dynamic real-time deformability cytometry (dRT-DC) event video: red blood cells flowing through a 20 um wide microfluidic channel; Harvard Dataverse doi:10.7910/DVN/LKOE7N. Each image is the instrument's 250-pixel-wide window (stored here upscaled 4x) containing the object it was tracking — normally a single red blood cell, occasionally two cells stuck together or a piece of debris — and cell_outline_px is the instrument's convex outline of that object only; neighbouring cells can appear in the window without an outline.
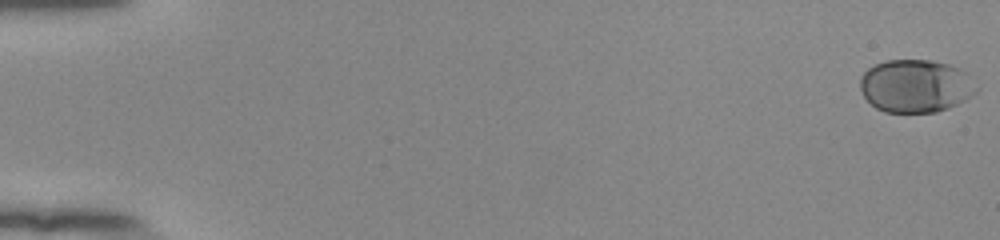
{"species": "human", "species_latin": "Homo sapiens", "temperature_condition": "room temperature", "stored_images_in_passage": 55, "camera_frame_rate_fps": 3000, "um_per_image_px": 0.085, "donor": {"sex": "female"}, "frame": {"image": 1, "passage_image": 1, "time_ms": 0.0, "image_size_px": [1000, 240], "cell_outline_px": [[980, 88], [976, 92], [964, 100], [948, 108], [936, 112], [884, 112], [876, 108], [864, 96], [860, 88], [860, 76], [868, 68], [876, 64], [888, 60], [932, 60], [948, 64], [960, 68], [968, 72]], "centroid_in_image_um": [77.86, 7.3], "position_along_channel_um": 7.1, "area_um2": 36.13}}
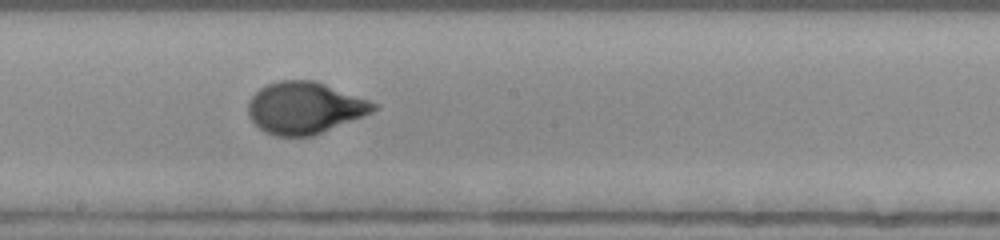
{"frame": {"image": 2, "passage_image": 32, "time_ms": 10.333, "image_size_px": [1000, 240], "cell_outline_px": [[380, 108], [372, 112], [312, 136], [276, 136], [264, 132], [248, 116], [248, 100], [260, 88], [268, 84], [280, 80], [316, 80], [368, 100], [376, 104]], "centroid_in_image_um": [25.87, 9.16], "position_along_channel_um": 222.3, "area_um2": 37.63}}
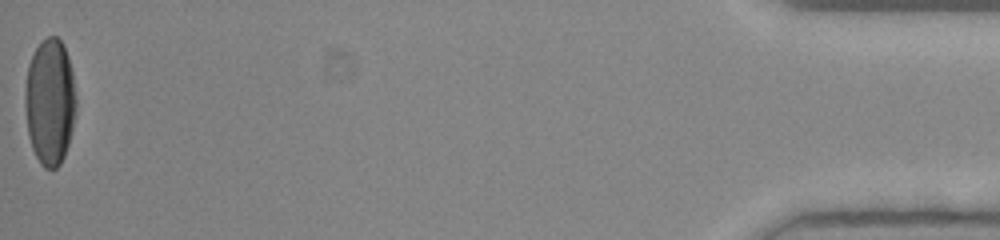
{"frame": {"image": 3, "passage_image": 55, "time_ms": 18.0, "image_size_px": [1000, 240], "cell_outline_px": [[76, 112], [68, 144], [64, 156], [60, 164], [56, 168], [44, 168], [40, 164], [32, 148], [28, 136], [24, 104], [24, 92], [28, 64], [36, 48], [48, 36], [56, 36], [60, 40], [68, 56], [72, 72], [76, 96]], "centroid_in_image_um": [4.23, 8.67], "position_along_channel_um": 431.0, "area_um2": 37.74}, "authors_computed_cell_mechanics": {"area_um2": 36.5296, "velocity_mm_per_s": 3.8873, "shape_relaxation_time_tau1_ms": 3.2997, "shape_relaxation_time_tau2_ms": null, "deformation_change_tau1": 0.1731, "deformation_change_tau2": null}}